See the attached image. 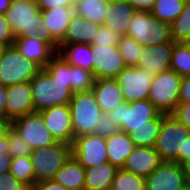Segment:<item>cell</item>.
Instances as JSON below:
<instances>
[{"label":"cell","instance_id":"6da1fadb","mask_svg":"<svg viewBox=\"0 0 190 190\" xmlns=\"http://www.w3.org/2000/svg\"><path fill=\"white\" fill-rule=\"evenodd\" d=\"M189 137L190 130L172 114H167L162 119L154 148L159 153L162 161L182 164L186 161V146Z\"/></svg>","mask_w":190,"mask_h":190},{"label":"cell","instance_id":"7a4b0ae2","mask_svg":"<svg viewBox=\"0 0 190 190\" xmlns=\"http://www.w3.org/2000/svg\"><path fill=\"white\" fill-rule=\"evenodd\" d=\"M5 16L15 37L44 36V19L36 0H12Z\"/></svg>","mask_w":190,"mask_h":190},{"label":"cell","instance_id":"3957f363","mask_svg":"<svg viewBox=\"0 0 190 190\" xmlns=\"http://www.w3.org/2000/svg\"><path fill=\"white\" fill-rule=\"evenodd\" d=\"M68 105L75 138L94 134L102 112L94 92H74Z\"/></svg>","mask_w":190,"mask_h":190},{"label":"cell","instance_id":"277c9868","mask_svg":"<svg viewBox=\"0 0 190 190\" xmlns=\"http://www.w3.org/2000/svg\"><path fill=\"white\" fill-rule=\"evenodd\" d=\"M126 36L146 47L167 43L171 41L170 24L160 21L148 10H136Z\"/></svg>","mask_w":190,"mask_h":190},{"label":"cell","instance_id":"5b68a950","mask_svg":"<svg viewBox=\"0 0 190 190\" xmlns=\"http://www.w3.org/2000/svg\"><path fill=\"white\" fill-rule=\"evenodd\" d=\"M35 112L43 109L70 103L72 92L68 84L54 80L44 69H41L30 81Z\"/></svg>","mask_w":190,"mask_h":190},{"label":"cell","instance_id":"8992f818","mask_svg":"<svg viewBox=\"0 0 190 190\" xmlns=\"http://www.w3.org/2000/svg\"><path fill=\"white\" fill-rule=\"evenodd\" d=\"M41 70L34 62L26 59L13 46L2 48L0 52V86H11L30 82Z\"/></svg>","mask_w":190,"mask_h":190},{"label":"cell","instance_id":"52a82bcc","mask_svg":"<svg viewBox=\"0 0 190 190\" xmlns=\"http://www.w3.org/2000/svg\"><path fill=\"white\" fill-rule=\"evenodd\" d=\"M161 112L147 99L119 104L109 116L120 126L121 131L130 134L134 129L150 125V120L157 118Z\"/></svg>","mask_w":190,"mask_h":190},{"label":"cell","instance_id":"ba28073f","mask_svg":"<svg viewBox=\"0 0 190 190\" xmlns=\"http://www.w3.org/2000/svg\"><path fill=\"white\" fill-rule=\"evenodd\" d=\"M182 77L169 70L154 75L150 84L148 100L164 114H172L179 103Z\"/></svg>","mask_w":190,"mask_h":190},{"label":"cell","instance_id":"9c48e42d","mask_svg":"<svg viewBox=\"0 0 190 190\" xmlns=\"http://www.w3.org/2000/svg\"><path fill=\"white\" fill-rule=\"evenodd\" d=\"M71 155L72 146L62 142L33 150L30 157L35 171V184L44 180H53L56 172Z\"/></svg>","mask_w":190,"mask_h":190},{"label":"cell","instance_id":"30bf717a","mask_svg":"<svg viewBox=\"0 0 190 190\" xmlns=\"http://www.w3.org/2000/svg\"><path fill=\"white\" fill-rule=\"evenodd\" d=\"M12 128L19 133L33 150L57 143L56 139L47 129L45 121L39 112L13 119Z\"/></svg>","mask_w":190,"mask_h":190},{"label":"cell","instance_id":"8fae6325","mask_svg":"<svg viewBox=\"0 0 190 190\" xmlns=\"http://www.w3.org/2000/svg\"><path fill=\"white\" fill-rule=\"evenodd\" d=\"M153 78L154 75L147 70L126 67L117 75L115 81L121 87L124 101L130 103L148 99Z\"/></svg>","mask_w":190,"mask_h":190},{"label":"cell","instance_id":"7c38bea8","mask_svg":"<svg viewBox=\"0 0 190 190\" xmlns=\"http://www.w3.org/2000/svg\"><path fill=\"white\" fill-rule=\"evenodd\" d=\"M72 155L85 169L107 162L106 138L96 134L76 137Z\"/></svg>","mask_w":190,"mask_h":190},{"label":"cell","instance_id":"4fadbf2b","mask_svg":"<svg viewBox=\"0 0 190 190\" xmlns=\"http://www.w3.org/2000/svg\"><path fill=\"white\" fill-rule=\"evenodd\" d=\"M14 46L28 60L41 69L57 55V46L45 36L15 37Z\"/></svg>","mask_w":190,"mask_h":190},{"label":"cell","instance_id":"5bb4252c","mask_svg":"<svg viewBox=\"0 0 190 190\" xmlns=\"http://www.w3.org/2000/svg\"><path fill=\"white\" fill-rule=\"evenodd\" d=\"M42 115L47 129L57 142L71 145L75 136L71 122V112L69 105H57L39 111Z\"/></svg>","mask_w":190,"mask_h":190},{"label":"cell","instance_id":"9a60e30c","mask_svg":"<svg viewBox=\"0 0 190 190\" xmlns=\"http://www.w3.org/2000/svg\"><path fill=\"white\" fill-rule=\"evenodd\" d=\"M186 175L181 164L163 161L145 177V190H177L185 186Z\"/></svg>","mask_w":190,"mask_h":190},{"label":"cell","instance_id":"2e32d148","mask_svg":"<svg viewBox=\"0 0 190 190\" xmlns=\"http://www.w3.org/2000/svg\"><path fill=\"white\" fill-rule=\"evenodd\" d=\"M95 63L93 74L96 79H115L127 66L118 46L91 45Z\"/></svg>","mask_w":190,"mask_h":190},{"label":"cell","instance_id":"e0dca14e","mask_svg":"<svg viewBox=\"0 0 190 190\" xmlns=\"http://www.w3.org/2000/svg\"><path fill=\"white\" fill-rule=\"evenodd\" d=\"M174 44L171 40L163 44L143 46L136 67L147 70L153 75L171 70V55Z\"/></svg>","mask_w":190,"mask_h":190},{"label":"cell","instance_id":"ac0fdd59","mask_svg":"<svg viewBox=\"0 0 190 190\" xmlns=\"http://www.w3.org/2000/svg\"><path fill=\"white\" fill-rule=\"evenodd\" d=\"M44 19L43 33L56 46L64 39L74 15L73 7H54L40 10Z\"/></svg>","mask_w":190,"mask_h":190},{"label":"cell","instance_id":"d6986e66","mask_svg":"<svg viewBox=\"0 0 190 190\" xmlns=\"http://www.w3.org/2000/svg\"><path fill=\"white\" fill-rule=\"evenodd\" d=\"M6 110L10 120L35 112L30 82L7 87Z\"/></svg>","mask_w":190,"mask_h":190},{"label":"cell","instance_id":"ffe728a7","mask_svg":"<svg viewBox=\"0 0 190 190\" xmlns=\"http://www.w3.org/2000/svg\"><path fill=\"white\" fill-rule=\"evenodd\" d=\"M162 159L154 147L136 146L125 160L123 170L143 177L149 176Z\"/></svg>","mask_w":190,"mask_h":190},{"label":"cell","instance_id":"44dd1931","mask_svg":"<svg viewBox=\"0 0 190 190\" xmlns=\"http://www.w3.org/2000/svg\"><path fill=\"white\" fill-rule=\"evenodd\" d=\"M57 54L71 66L80 67L93 72L95 59L91 52V44H58Z\"/></svg>","mask_w":190,"mask_h":190},{"label":"cell","instance_id":"7402d4cb","mask_svg":"<svg viewBox=\"0 0 190 190\" xmlns=\"http://www.w3.org/2000/svg\"><path fill=\"white\" fill-rule=\"evenodd\" d=\"M100 24L74 14L64 39L59 44H92Z\"/></svg>","mask_w":190,"mask_h":190},{"label":"cell","instance_id":"603a6c76","mask_svg":"<svg viewBox=\"0 0 190 190\" xmlns=\"http://www.w3.org/2000/svg\"><path fill=\"white\" fill-rule=\"evenodd\" d=\"M92 91L101 111L111 112L124 102L121 87L115 79H96Z\"/></svg>","mask_w":190,"mask_h":190},{"label":"cell","instance_id":"cb8c5ba5","mask_svg":"<svg viewBox=\"0 0 190 190\" xmlns=\"http://www.w3.org/2000/svg\"><path fill=\"white\" fill-rule=\"evenodd\" d=\"M135 11L136 9L129 2L110 3L106 10L103 25L124 36Z\"/></svg>","mask_w":190,"mask_h":190},{"label":"cell","instance_id":"d4e9b609","mask_svg":"<svg viewBox=\"0 0 190 190\" xmlns=\"http://www.w3.org/2000/svg\"><path fill=\"white\" fill-rule=\"evenodd\" d=\"M107 156L109 162L122 169L125 160L136 147L130 135L120 131L106 138Z\"/></svg>","mask_w":190,"mask_h":190},{"label":"cell","instance_id":"484cf974","mask_svg":"<svg viewBox=\"0 0 190 190\" xmlns=\"http://www.w3.org/2000/svg\"><path fill=\"white\" fill-rule=\"evenodd\" d=\"M117 171L109 161L86 168L84 190H110Z\"/></svg>","mask_w":190,"mask_h":190},{"label":"cell","instance_id":"4316f807","mask_svg":"<svg viewBox=\"0 0 190 190\" xmlns=\"http://www.w3.org/2000/svg\"><path fill=\"white\" fill-rule=\"evenodd\" d=\"M68 190H84L85 168L71 155L53 179Z\"/></svg>","mask_w":190,"mask_h":190},{"label":"cell","instance_id":"83f0119b","mask_svg":"<svg viewBox=\"0 0 190 190\" xmlns=\"http://www.w3.org/2000/svg\"><path fill=\"white\" fill-rule=\"evenodd\" d=\"M109 5L108 0H75L73 11L76 15L103 25L106 10Z\"/></svg>","mask_w":190,"mask_h":190},{"label":"cell","instance_id":"f1b7e54d","mask_svg":"<svg viewBox=\"0 0 190 190\" xmlns=\"http://www.w3.org/2000/svg\"><path fill=\"white\" fill-rule=\"evenodd\" d=\"M167 114L161 113L157 118L150 120V125L134 129L130 138L135 146L154 147L162 125V119Z\"/></svg>","mask_w":190,"mask_h":190},{"label":"cell","instance_id":"f546056e","mask_svg":"<svg viewBox=\"0 0 190 190\" xmlns=\"http://www.w3.org/2000/svg\"><path fill=\"white\" fill-rule=\"evenodd\" d=\"M186 0H156L150 13L160 21L171 24L181 14Z\"/></svg>","mask_w":190,"mask_h":190},{"label":"cell","instance_id":"4dcf8cb0","mask_svg":"<svg viewBox=\"0 0 190 190\" xmlns=\"http://www.w3.org/2000/svg\"><path fill=\"white\" fill-rule=\"evenodd\" d=\"M170 38L174 43H190V0H186L181 14L170 24Z\"/></svg>","mask_w":190,"mask_h":190},{"label":"cell","instance_id":"1f68e13d","mask_svg":"<svg viewBox=\"0 0 190 190\" xmlns=\"http://www.w3.org/2000/svg\"><path fill=\"white\" fill-rule=\"evenodd\" d=\"M9 172L27 187L35 186V171L30 156L12 158Z\"/></svg>","mask_w":190,"mask_h":190},{"label":"cell","instance_id":"d6a6232c","mask_svg":"<svg viewBox=\"0 0 190 190\" xmlns=\"http://www.w3.org/2000/svg\"><path fill=\"white\" fill-rule=\"evenodd\" d=\"M171 70L181 77L190 76V43H175L173 45Z\"/></svg>","mask_w":190,"mask_h":190},{"label":"cell","instance_id":"836d02e7","mask_svg":"<svg viewBox=\"0 0 190 190\" xmlns=\"http://www.w3.org/2000/svg\"><path fill=\"white\" fill-rule=\"evenodd\" d=\"M110 190H145V177L118 169Z\"/></svg>","mask_w":190,"mask_h":190},{"label":"cell","instance_id":"e575fe53","mask_svg":"<svg viewBox=\"0 0 190 190\" xmlns=\"http://www.w3.org/2000/svg\"><path fill=\"white\" fill-rule=\"evenodd\" d=\"M44 70L54 79L68 84L71 91L72 66L68 65L58 54L46 65Z\"/></svg>","mask_w":190,"mask_h":190},{"label":"cell","instance_id":"d590c367","mask_svg":"<svg viewBox=\"0 0 190 190\" xmlns=\"http://www.w3.org/2000/svg\"><path fill=\"white\" fill-rule=\"evenodd\" d=\"M117 46L126 66L136 67L143 46L126 35L120 37Z\"/></svg>","mask_w":190,"mask_h":190},{"label":"cell","instance_id":"8d00e7d4","mask_svg":"<svg viewBox=\"0 0 190 190\" xmlns=\"http://www.w3.org/2000/svg\"><path fill=\"white\" fill-rule=\"evenodd\" d=\"M93 72H89L80 67L72 66L71 92L92 91L95 84Z\"/></svg>","mask_w":190,"mask_h":190},{"label":"cell","instance_id":"74e56055","mask_svg":"<svg viewBox=\"0 0 190 190\" xmlns=\"http://www.w3.org/2000/svg\"><path fill=\"white\" fill-rule=\"evenodd\" d=\"M7 143L8 153L12 158L30 156L33 151L29 144L13 128L7 134Z\"/></svg>","mask_w":190,"mask_h":190},{"label":"cell","instance_id":"f35d334b","mask_svg":"<svg viewBox=\"0 0 190 190\" xmlns=\"http://www.w3.org/2000/svg\"><path fill=\"white\" fill-rule=\"evenodd\" d=\"M121 35L112 28L100 25L91 45L97 46H115L118 45Z\"/></svg>","mask_w":190,"mask_h":190},{"label":"cell","instance_id":"ab89813d","mask_svg":"<svg viewBox=\"0 0 190 190\" xmlns=\"http://www.w3.org/2000/svg\"><path fill=\"white\" fill-rule=\"evenodd\" d=\"M101 120L96 124V135L107 138L121 131L120 126L109 116V112H101Z\"/></svg>","mask_w":190,"mask_h":190},{"label":"cell","instance_id":"60d3db41","mask_svg":"<svg viewBox=\"0 0 190 190\" xmlns=\"http://www.w3.org/2000/svg\"><path fill=\"white\" fill-rule=\"evenodd\" d=\"M15 36L6 19L5 14H0V47L5 48L14 45Z\"/></svg>","mask_w":190,"mask_h":190},{"label":"cell","instance_id":"b9f144b4","mask_svg":"<svg viewBox=\"0 0 190 190\" xmlns=\"http://www.w3.org/2000/svg\"><path fill=\"white\" fill-rule=\"evenodd\" d=\"M26 187L10 172L0 175V190H24Z\"/></svg>","mask_w":190,"mask_h":190},{"label":"cell","instance_id":"7bdbcfd3","mask_svg":"<svg viewBox=\"0 0 190 190\" xmlns=\"http://www.w3.org/2000/svg\"><path fill=\"white\" fill-rule=\"evenodd\" d=\"M172 115L190 130V103L179 102Z\"/></svg>","mask_w":190,"mask_h":190},{"label":"cell","instance_id":"ee69618b","mask_svg":"<svg viewBox=\"0 0 190 190\" xmlns=\"http://www.w3.org/2000/svg\"><path fill=\"white\" fill-rule=\"evenodd\" d=\"M12 128V120L0 119V153L8 152L7 134Z\"/></svg>","mask_w":190,"mask_h":190},{"label":"cell","instance_id":"f6af8a7d","mask_svg":"<svg viewBox=\"0 0 190 190\" xmlns=\"http://www.w3.org/2000/svg\"><path fill=\"white\" fill-rule=\"evenodd\" d=\"M75 0H36L40 10H49L54 7H73Z\"/></svg>","mask_w":190,"mask_h":190},{"label":"cell","instance_id":"bcb514c9","mask_svg":"<svg viewBox=\"0 0 190 190\" xmlns=\"http://www.w3.org/2000/svg\"><path fill=\"white\" fill-rule=\"evenodd\" d=\"M179 102L190 103V76L182 77L180 83Z\"/></svg>","mask_w":190,"mask_h":190},{"label":"cell","instance_id":"7dc6e473","mask_svg":"<svg viewBox=\"0 0 190 190\" xmlns=\"http://www.w3.org/2000/svg\"><path fill=\"white\" fill-rule=\"evenodd\" d=\"M36 190H68L62 184L55 182L54 180H44L35 184Z\"/></svg>","mask_w":190,"mask_h":190},{"label":"cell","instance_id":"c3c4849f","mask_svg":"<svg viewBox=\"0 0 190 190\" xmlns=\"http://www.w3.org/2000/svg\"><path fill=\"white\" fill-rule=\"evenodd\" d=\"M156 0H127L136 10H148L153 7Z\"/></svg>","mask_w":190,"mask_h":190},{"label":"cell","instance_id":"681fc988","mask_svg":"<svg viewBox=\"0 0 190 190\" xmlns=\"http://www.w3.org/2000/svg\"><path fill=\"white\" fill-rule=\"evenodd\" d=\"M7 87L0 86V119H7Z\"/></svg>","mask_w":190,"mask_h":190},{"label":"cell","instance_id":"f907efd6","mask_svg":"<svg viewBox=\"0 0 190 190\" xmlns=\"http://www.w3.org/2000/svg\"><path fill=\"white\" fill-rule=\"evenodd\" d=\"M11 161L12 157L8 152L0 153V175L9 172Z\"/></svg>","mask_w":190,"mask_h":190},{"label":"cell","instance_id":"816d5d0a","mask_svg":"<svg viewBox=\"0 0 190 190\" xmlns=\"http://www.w3.org/2000/svg\"><path fill=\"white\" fill-rule=\"evenodd\" d=\"M12 0H0V14H5Z\"/></svg>","mask_w":190,"mask_h":190},{"label":"cell","instance_id":"f5cc1de1","mask_svg":"<svg viewBox=\"0 0 190 190\" xmlns=\"http://www.w3.org/2000/svg\"><path fill=\"white\" fill-rule=\"evenodd\" d=\"M181 165L183 167L185 175H190V159L183 162Z\"/></svg>","mask_w":190,"mask_h":190},{"label":"cell","instance_id":"db71d44e","mask_svg":"<svg viewBox=\"0 0 190 190\" xmlns=\"http://www.w3.org/2000/svg\"><path fill=\"white\" fill-rule=\"evenodd\" d=\"M190 159V137L187 139L186 161Z\"/></svg>","mask_w":190,"mask_h":190},{"label":"cell","instance_id":"11a10c76","mask_svg":"<svg viewBox=\"0 0 190 190\" xmlns=\"http://www.w3.org/2000/svg\"><path fill=\"white\" fill-rule=\"evenodd\" d=\"M185 185L187 186L188 190H190V175H186V183Z\"/></svg>","mask_w":190,"mask_h":190},{"label":"cell","instance_id":"9f6ffc18","mask_svg":"<svg viewBox=\"0 0 190 190\" xmlns=\"http://www.w3.org/2000/svg\"><path fill=\"white\" fill-rule=\"evenodd\" d=\"M109 3H122V2H127V0H108Z\"/></svg>","mask_w":190,"mask_h":190},{"label":"cell","instance_id":"6f0895ef","mask_svg":"<svg viewBox=\"0 0 190 190\" xmlns=\"http://www.w3.org/2000/svg\"><path fill=\"white\" fill-rule=\"evenodd\" d=\"M24 190H36L35 187H26Z\"/></svg>","mask_w":190,"mask_h":190},{"label":"cell","instance_id":"680465c9","mask_svg":"<svg viewBox=\"0 0 190 190\" xmlns=\"http://www.w3.org/2000/svg\"><path fill=\"white\" fill-rule=\"evenodd\" d=\"M177 190H188V188H187V186L185 185V186H183L182 188L177 189Z\"/></svg>","mask_w":190,"mask_h":190}]
</instances>
